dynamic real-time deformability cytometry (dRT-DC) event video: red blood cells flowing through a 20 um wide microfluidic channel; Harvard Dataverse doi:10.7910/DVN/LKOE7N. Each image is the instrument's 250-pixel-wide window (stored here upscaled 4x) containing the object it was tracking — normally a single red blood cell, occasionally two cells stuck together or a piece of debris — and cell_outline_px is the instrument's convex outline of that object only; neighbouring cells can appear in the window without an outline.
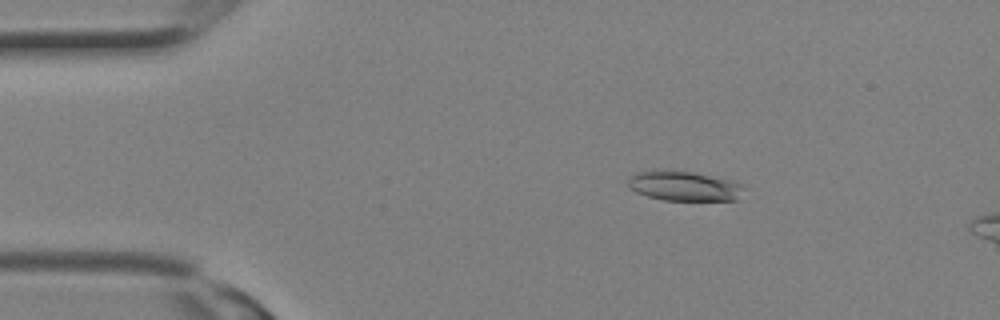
{"species": "Egyptian fruit bat (a non-hibernating species)", "species_latin": "Rousettus aegyptiacus", "temperature_condition": "room temperature", "stored_images_in_passage": 8, "camera_frame_rate_fps": 3000, "um_per_image_px": 0.085, "animal": {"sex": "female"}, "frame": {"image": 1, "passage_image": 4, "time_ms": 1.0, "image_size_px": [1000, 320], "cell_outline_px": [[744, 188], [736, 200], [664, 200], [648, 196], [636, 192], [628, 188], [628, 180], [636, 172], [664, 168], [692, 172], [732, 180], [740, 184]], "centroid_in_image_um": [58.09, 15.79], "position_along_channel_um": 26.9, "area_um2": 20.23}}